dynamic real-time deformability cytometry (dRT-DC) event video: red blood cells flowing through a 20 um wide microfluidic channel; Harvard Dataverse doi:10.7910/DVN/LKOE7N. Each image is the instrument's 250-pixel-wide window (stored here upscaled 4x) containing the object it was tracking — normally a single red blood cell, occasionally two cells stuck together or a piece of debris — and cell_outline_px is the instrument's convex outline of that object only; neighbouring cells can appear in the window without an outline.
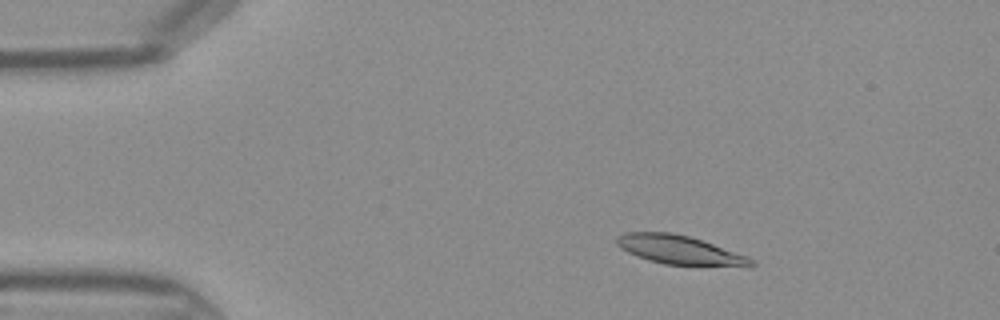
{"species": "Egyptian fruit bat (a non-hibernating species)", "species_latin": "Rousettus aegyptiacus", "temperature_condition": "warm", "stored_images_in_passage": 44, "camera_frame_rate_fps": 3000, "um_per_image_px": 0.085, "frame": {"image": 1, "passage_image": 7, "time_ms": 2.0, "image_size_px": [1000, 320], "cell_outline_px": [[756, 264], [752, 268], [664, 264], [648, 260], [636, 256], [620, 248], [616, 244], [616, 236], [624, 232], [672, 232], [688, 236], [748, 256], [756, 260]], "centroid_in_image_um": [57.83, 21.27], "position_along_channel_um": 27.2, "area_um2": 23.12}}
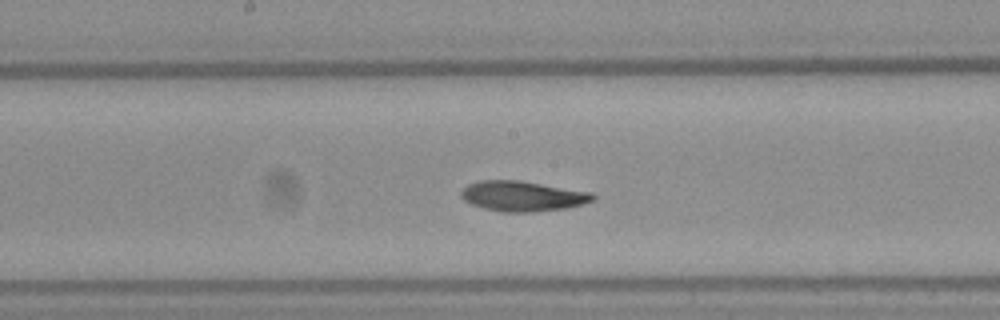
{"frame": {"image": 2, "passage_image": 23, "time_ms": 7.333, "image_size_px": [1000, 320], "cell_outline_px": [[596, 200], [564, 208], [532, 212], [504, 212], [484, 208], [472, 204], [464, 200], [460, 196], [460, 192], [468, 184], [476, 180], [520, 180], [592, 192], [596, 196]], "centroid_in_image_um": [44.41, 16.66], "position_along_channel_um": 203.8, "area_um2": 23.24}}
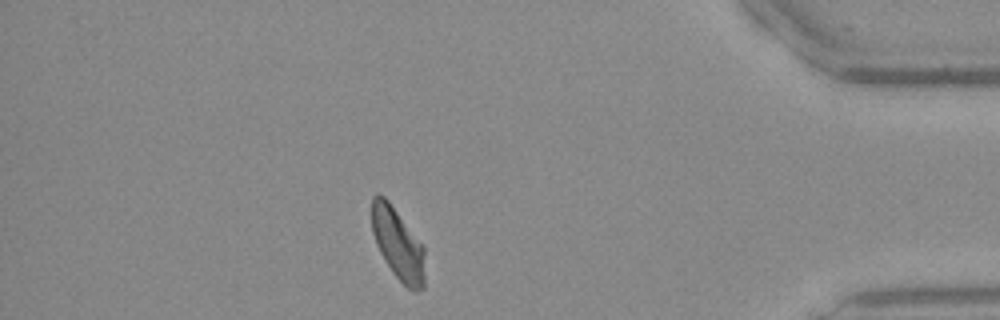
{"frame": {"image": 3, "passage_image": 39, "time_ms": 12.667, "image_size_px": [1000, 320], "cell_outline_px": [[424, 288], [416, 292], [412, 292], [392, 272], [384, 260], [376, 244], [372, 232], [372, 196], [376, 192], [380, 192], [388, 200], [424, 248]], "centroid_in_image_um": [33.8, 20.74], "position_along_channel_um": 401.4, "area_um2": 22.02}}